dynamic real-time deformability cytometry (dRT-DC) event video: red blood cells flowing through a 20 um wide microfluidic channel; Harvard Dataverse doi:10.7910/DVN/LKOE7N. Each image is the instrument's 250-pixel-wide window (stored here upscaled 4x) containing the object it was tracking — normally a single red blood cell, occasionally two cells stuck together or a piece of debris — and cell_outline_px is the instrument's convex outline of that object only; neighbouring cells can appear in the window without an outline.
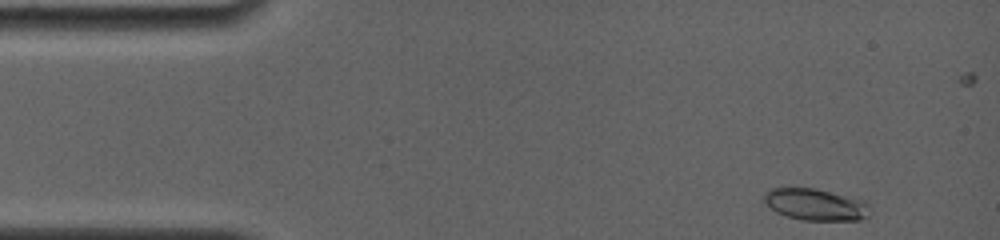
{"species": "common noctule bat (a hibernating species)", "species_latin": "Nyctalus noctula", "temperature_condition": "room temperature", "stored_images_in_passage": 57, "camera_frame_rate_fps": 4000, "um_per_image_px": 0.085, "animal": {"sex": "female", "body_mass_g": 19.0, "forearm_length_mm": 56.7}, "frame": {"image": 1, "passage_image": 1, "time_ms": 0.0, "image_size_px": [1000, 240], "cell_outline_px": [[868, 216], [860, 220], [804, 220], [788, 216], [776, 212], [764, 200], [764, 196], [772, 188], [812, 188], [828, 192], [856, 200], [864, 204]], "centroid_in_image_um": [69.23, 17.4], "position_along_channel_um": 15.8, "area_um2": 18.44}}
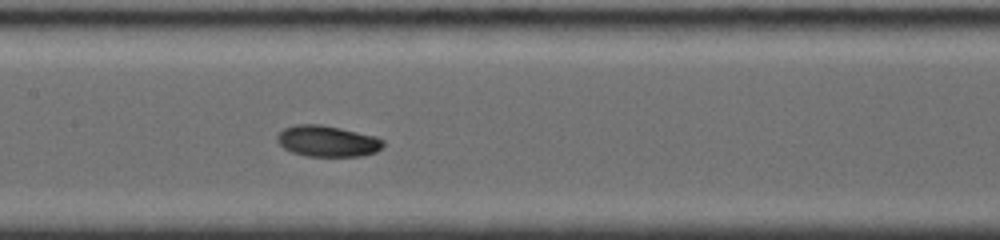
{"frame": {"image": 2, "passage_image": 27, "time_ms": 6.5, "image_size_px": [1000, 240], "cell_outline_px": [[384, 144], [376, 152], [364, 156], [304, 156], [292, 152], [284, 148], [276, 140], [276, 136], [284, 128], [296, 124], [320, 124], [340, 128], [376, 136], [384, 140]], "centroid_in_image_um": [27.83, 12.0], "position_along_channel_um": 179.6, "area_um2": 19.31}}
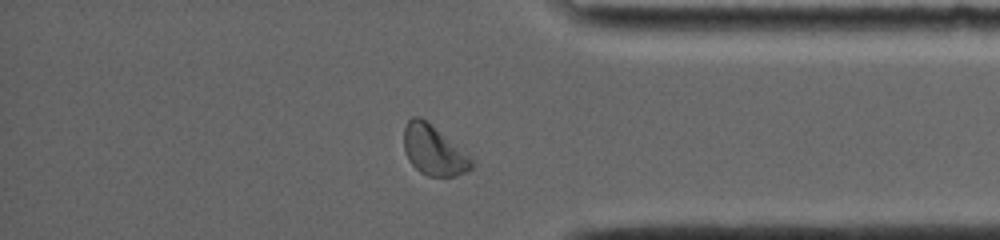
{"frame": {"image": 3, "passage_image": 50, "time_ms": 12.25, "image_size_px": [1000, 240], "cell_outline_px": [[472, 168], [468, 172], [456, 176], [428, 176], [420, 172], [408, 160], [404, 152], [404, 128], [408, 120], [412, 116], [420, 116], [468, 156], [472, 160]], "centroid_in_image_um": [36.81, 12.8], "position_along_channel_um": 398.4, "area_um2": 19.13}, "authors_computed_cell_mechanics": {"area_um2": 18.785, "velocity_mm_per_s": 3.8754, "shape_relaxation_time_tau1_ms": 4.8767, "shape_relaxation_time_tau2_ms": null, "deformation_change_tau1": 0.1175, "deformation_change_tau2": null}}